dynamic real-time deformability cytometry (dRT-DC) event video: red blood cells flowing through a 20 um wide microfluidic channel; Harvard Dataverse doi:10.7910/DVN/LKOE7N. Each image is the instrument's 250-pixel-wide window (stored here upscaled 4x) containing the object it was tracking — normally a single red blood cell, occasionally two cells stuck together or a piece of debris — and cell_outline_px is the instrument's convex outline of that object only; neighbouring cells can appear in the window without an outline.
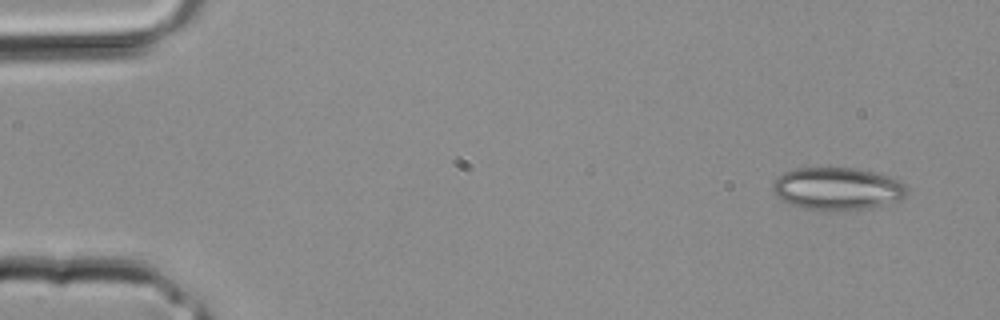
{"species": "common noctule bat (a hibernating species)", "species_latin": "Nyctalus noctula", "temperature_condition": "room temperature", "stored_images_in_passage": 3, "camera_frame_rate_fps": 3000, "um_per_image_px": 0.085, "animal": {"sex": "male", "body_mass_g": 20.4}, "frame": {"image": 1, "passage_image": 1, "time_ms": 0.0, "image_size_px": [1000, 320], "cell_outline_px": [[904, 196], [900, 200], [868, 208], [840, 212], [804, 208], [792, 204], [784, 200], [772, 188], [772, 184], [776, 176], [792, 168], [852, 168], [876, 172], [888, 176], [904, 184]], "centroid_in_image_um": [71.14, 16.04], "position_along_channel_um": 13.9, "area_um2": 33.06}}